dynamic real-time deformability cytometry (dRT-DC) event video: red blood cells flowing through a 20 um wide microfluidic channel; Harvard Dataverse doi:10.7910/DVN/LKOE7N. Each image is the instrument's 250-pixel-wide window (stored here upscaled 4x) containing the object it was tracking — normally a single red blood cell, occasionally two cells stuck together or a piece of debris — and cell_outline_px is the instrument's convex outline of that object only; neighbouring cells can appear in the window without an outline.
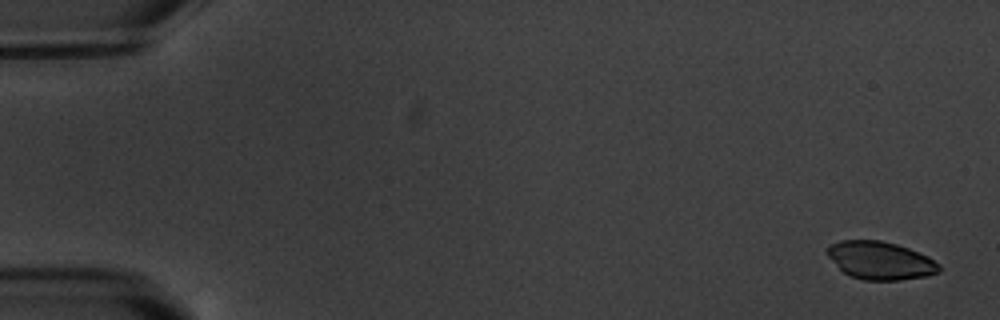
{"species": "common noctule bat (a hibernating species)", "species_latin": "Nyctalus noctula", "temperature_condition": "warm", "stored_images_in_passage": 6, "camera_frame_rate_fps": 3000, "um_per_image_px": 0.085, "animal": {"sex": "male", "body_mass_g": 20.1, "forearm_length_mm": 53.5}, "frame": {"image": 1, "passage_image": 1, "time_ms": 0.0, "image_size_px": [1000, 320], "cell_outline_px": [[940, 272], [928, 276], [900, 280], [864, 280], [852, 276], [844, 272], [824, 252], [832, 244], [840, 240], [880, 240], [896, 244], [908, 248], [928, 256], [940, 264]], "centroid_in_image_um": [74.86, 22.14], "position_along_channel_um": 10.1, "area_um2": 24.68}}
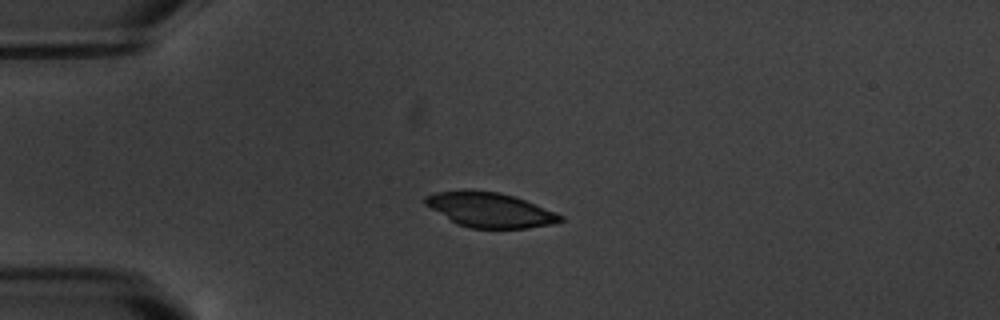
{"frame": {"image": 2, "passage_image": 4, "time_ms": 4.333, "image_size_px": [1000, 320], "cell_outline_px": [[564, 220], [556, 224], [528, 228], [472, 228], [456, 224], [424, 204], [424, 196], [436, 192], [496, 192], [512, 196], [524, 200], [564, 216]], "centroid_in_image_um": [41.67, 17.88], "position_along_channel_um": 43.3, "area_um2": 26.65}}